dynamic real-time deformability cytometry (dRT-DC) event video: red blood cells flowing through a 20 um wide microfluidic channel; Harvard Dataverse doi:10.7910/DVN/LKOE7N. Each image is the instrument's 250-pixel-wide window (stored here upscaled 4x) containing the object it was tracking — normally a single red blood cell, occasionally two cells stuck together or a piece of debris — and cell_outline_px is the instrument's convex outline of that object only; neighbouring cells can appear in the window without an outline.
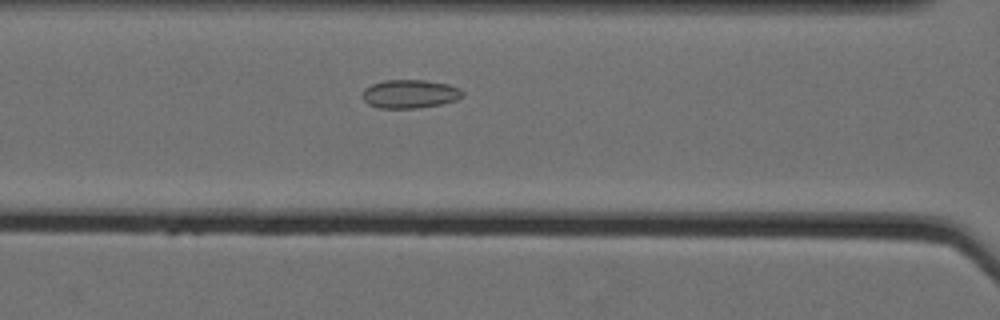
{"species": "Egyptian fruit bat (a non-hibernating species)", "species_latin": "Rousettus aegyptiacus", "temperature_condition": "cold", "stored_images_in_passage": 34, "camera_frame_rate_fps": 3000, "um_per_image_px": 0.085, "animal": {"sex": "female"}, "frame": {"image": 1, "passage_image": 18, "time_ms": 5.667, "image_size_px": [1000, 320], "cell_outline_px": [[464, 96], [456, 100], [440, 104], [416, 108], [376, 108], [368, 104], [360, 96], [364, 88], [372, 84], [384, 80], [424, 80], [448, 84], [460, 88], [464, 92]], "centroid_in_image_um": [34.82, 7.98], "position_along_channel_um": 131.8, "area_um2": 16.82}}
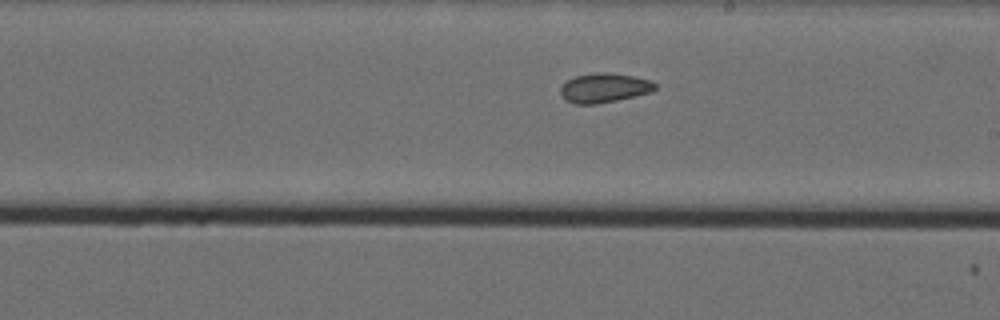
{"frame": {"image": 2, "passage_image": 27, "time_ms": 8.667, "image_size_px": [1000, 320], "cell_outline_px": [[656, 88], [652, 92], [616, 100], [596, 104], [576, 104], [568, 100], [560, 92], [560, 88], [568, 80], [576, 76], [596, 72], [604, 72], [632, 76], [652, 80], [656, 84]], "centroid_in_image_um": [51.4, 7.46], "position_along_channel_um": 237.6, "area_um2": 15.95}}
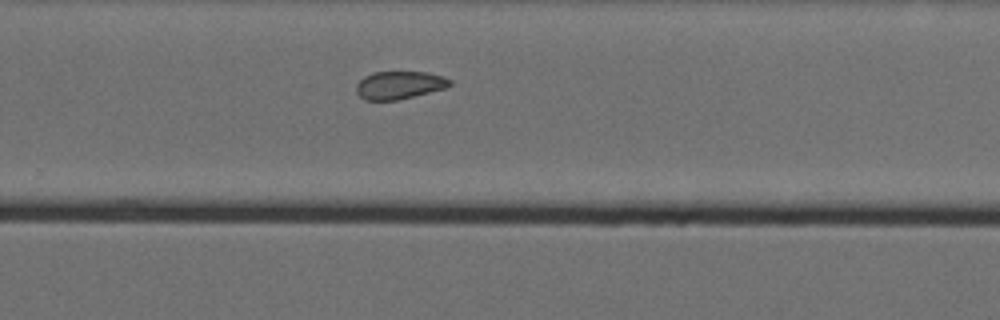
{"frame": {"image": 3, "passage_image": 32, "time_ms": 10.333, "image_size_px": [1000, 320], "cell_outline_px": [[452, 84], [444, 88], [396, 100], [364, 100], [356, 92], [356, 84], [364, 76], [372, 72], [424, 72], [444, 76], [452, 80]], "centroid_in_image_um": [33.92, 7.22], "position_along_channel_um": 295.9, "area_um2": 15.09}}